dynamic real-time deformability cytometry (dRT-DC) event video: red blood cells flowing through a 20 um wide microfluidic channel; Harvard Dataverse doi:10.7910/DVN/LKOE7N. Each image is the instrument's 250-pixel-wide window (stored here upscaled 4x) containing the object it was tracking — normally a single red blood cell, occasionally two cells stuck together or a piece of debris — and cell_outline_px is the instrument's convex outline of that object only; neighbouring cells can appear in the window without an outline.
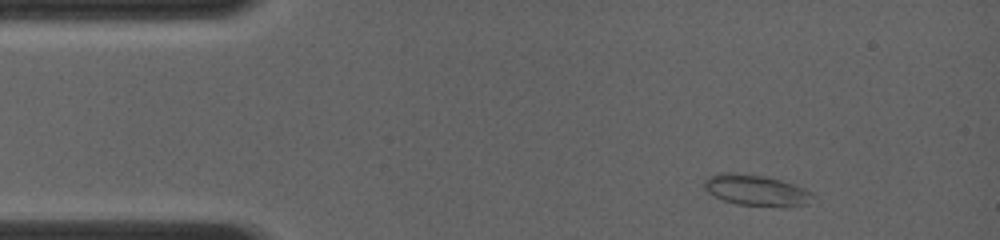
{"species": "common noctule bat (a hibernating species)", "species_latin": "Nyctalus noctula", "temperature_condition": "room temperature", "stored_images_in_passage": 4, "camera_frame_rate_fps": 4000, "um_per_image_px": 0.085, "animal": {"sex": "female", "body_mass_g": 19.0, "forearm_length_mm": 56.7}, "frame": {"image": 1, "passage_image": 1, "time_ms": 0.0, "image_size_px": [1000, 240], "cell_outline_px": [[816, 196], [804, 204], [736, 204], [724, 200], [708, 192], [704, 188], [704, 180], [708, 176], [720, 172], [736, 172], [764, 176], [780, 180], [804, 188], [812, 192]], "centroid_in_image_um": [64.19, 16.11], "position_along_channel_um": 20.8, "area_um2": 18.84}}